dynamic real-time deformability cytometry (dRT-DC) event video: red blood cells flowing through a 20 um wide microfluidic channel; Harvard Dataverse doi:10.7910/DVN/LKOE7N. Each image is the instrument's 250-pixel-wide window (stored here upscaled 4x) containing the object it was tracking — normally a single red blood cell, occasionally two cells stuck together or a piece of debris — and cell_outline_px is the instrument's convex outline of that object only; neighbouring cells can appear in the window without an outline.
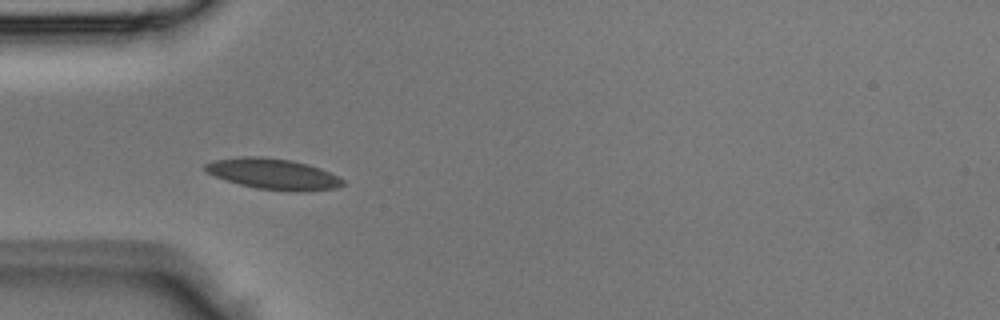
{"species": "Egyptian fruit bat (a non-hibernating species)", "species_latin": "Rousettus aegyptiacus", "temperature_condition": "room temperature", "stored_images_in_passage": 4, "camera_frame_rate_fps": 3000, "um_per_image_px": 0.085, "animal": {"sex": "male"}, "frame": {"image": 1, "passage_image": 3, "time_ms": 0.667, "image_size_px": [1000, 320], "cell_outline_px": [[344, 184], [336, 188], [308, 192], [296, 192], [256, 188], [240, 184], [216, 176], [208, 172], [204, 168], [204, 164], [212, 160], [240, 156], [260, 156], [292, 160], [308, 164], [320, 168], [344, 180]], "centroid_in_image_um": [23.24, 14.78], "position_along_channel_um": 61.8, "area_um2": 24.74}}